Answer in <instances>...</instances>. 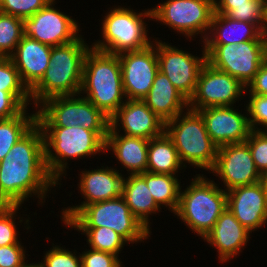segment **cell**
I'll list each match as a JSON object with an SVG mask.
<instances>
[{"instance_id":"obj_38","label":"cell","mask_w":267,"mask_h":267,"mask_svg":"<svg viewBox=\"0 0 267 267\" xmlns=\"http://www.w3.org/2000/svg\"><path fill=\"white\" fill-rule=\"evenodd\" d=\"M261 176L267 172V135L263 131H251L245 141Z\"/></svg>"},{"instance_id":"obj_32","label":"cell","mask_w":267,"mask_h":267,"mask_svg":"<svg viewBox=\"0 0 267 267\" xmlns=\"http://www.w3.org/2000/svg\"><path fill=\"white\" fill-rule=\"evenodd\" d=\"M23 36V19L0 12V57L10 58Z\"/></svg>"},{"instance_id":"obj_2","label":"cell","mask_w":267,"mask_h":267,"mask_svg":"<svg viewBox=\"0 0 267 267\" xmlns=\"http://www.w3.org/2000/svg\"><path fill=\"white\" fill-rule=\"evenodd\" d=\"M80 35L73 42L52 47L49 67L30 90L37 108L52 97L78 95L81 89L84 59L89 46Z\"/></svg>"},{"instance_id":"obj_43","label":"cell","mask_w":267,"mask_h":267,"mask_svg":"<svg viewBox=\"0 0 267 267\" xmlns=\"http://www.w3.org/2000/svg\"><path fill=\"white\" fill-rule=\"evenodd\" d=\"M214 13L227 15L234 6L250 5V0H213Z\"/></svg>"},{"instance_id":"obj_18","label":"cell","mask_w":267,"mask_h":267,"mask_svg":"<svg viewBox=\"0 0 267 267\" xmlns=\"http://www.w3.org/2000/svg\"><path fill=\"white\" fill-rule=\"evenodd\" d=\"M204 119L212 141L221 147L244 143L252 131L248 115L241 114L233 106H213L198 110Z\"/></svg>"},{"instance_id":"obj_17","label":"cell","mask_w":267,"mask_h":267,"mask_svg":"<svg viewBox=\"0 0 267 267\" xmlns=\"http://www.w3.org/2000/svg\"><path fill=\"white\" fill-rule=\"evenodd\" d=\"M99 169L86 170L79 175V190L85 201L80 205L62 209L60 218L66 225L84 206L91 203L112 200L122 196L124 176L113 167L101 166Z\"/></svg>"},{"instance_id":"obj_10","label":"cell","mask_w":267,"mask_h":267,"mask_svg":"<svg viewBox=\"0 0 267 267\" xmlns=\"http://www.w3.org/2000/svg\"><path fill=\"white\" fill-rule=\"evenodd\" d=\"M203 46L207 63L238 79L245 87L267 59V41Z\"/></svg>"},{"instance_id":"obj_19","label":"cell","mask_w":267,"mask_h":267,"mask_svg":"<svg viewBox=\"0 0 267 267\" xmlns=\"http://www.w3.org/2000/svg\"><path fill=\"white\" fill-rule=\"evenodd\" d=\"M120 129H123L126 136L150 140L164 132L165 123L143 100L127 99L110 118L109 132H120Z\"/></svg>"},{"instance_id":"obj_24","label":"cell","mask_w":267,"mask_h":267,"mask_svg":"<svg viewBox=\"0 0 267 267\" xmlns=\"http://www.w3.org/2000/svg\"><path fill=\"white\" fill-rule=\"evenodd\" d=\"M244 41H267V37L253 23L213 13L209 32L202 42L204 45H223Z\"/></svg>"},{"instance_id":"obj_37","label":"cell","mask_w":267,"mask_h":267,"mask_svg":"<svg viewBox=\"0 0 267 267\" xmlns=\"http://www.w3.org/2000/svg\"><path fill=\"white\" fill-rule=\"evenodd\" d=\"M249 95L245 111L248 113L250 128L252 131H262L263 127H267V95Z\"/></svg>"},{"instance_id":"obj_30","label":"cell","mask_w":267,"mask_h":267,"mask_svg":"<svg viewBox=\"0 0 267 267\" xmlns=\"http://www.w3.org/2000/svg\"><path fill=\"white\" fill-rule=\"evenodd\" d=\"M87 236V244L90 248L103 252L112 253L119 257L122 248L128 242L114 230L108 227L98 228H75Z\"/></svg>"},{"instance_id":"obj_41","label":"cell","mask_w":267,"mask_h":267,"mask_svg":"<svg viewBox=\"0 0 267 267\" xmlns=\"http://www.w3.org/2000/svg\"><path fill=\"white\" fill-rule=\"evenodd\" d=\"M25 108L13 94L0 90V119L15 117Z\"/></svg>"},{"instance_id":"obj_26","label":"cell","mask_w":267,"mask_h":267,"mask_svg":"<svg viewBox=\"0 0 267 267\" xmlns=\"http://www.w3.org/2000/svg\"><path fill=\"white\" fill-rule=\"evenodd\" d=\"M122 197L132 214L150 231V215L161 211L154 201L145 180L139 174H128L124 178ZM150 222V223H149Z\"/></svg>"},{"instance_id":"obj_44","label":"cell","mask_w":267,"mask_h":267,"mask_svg":"<svg viewBox=\"0 0 267 267\" xmlns=\"http://www.w3.org/2000/svg\"><path fill=\"white\" fill-rule=\"evenodd\" d=\"M262 33L267 37V0L265 2V22L262 28Z\"/></svg>"},{"instance_id":"obj_12","label":"cell","mask_w":267,"mask_h":267,"mask_svg":"<svg viewBox=\"0 0 267 267\" xmlns=\"http://www.w3.org/2000/svg\"><path fill=\"white\" fill-rule=\"evenodd\" d=\"M153 44L156 46L159 71L189 101L195 93L199 73L206 63L204 46L202 57H199L161 40L155 39Z\"/></svg>"},{"instance_id":"obj_34","label":"cell","mask_w":267,"mask_h":267,"mask_svg":"<svg viewBox=\"0 0 267 267\" xmlns=\"http://www.w3.org/2000/svg\"><path fill=\"white\" fill-rule=\"evenodd\" d=\"M265 2L266 0H250V5L234 6L226 16L253 23L262 31L265 22Z\"/></svg>"},{"instance_id":"obj_42","label":"cell","mask_w":267,"mask_h":267,"mask_svg":"<svg viewBox=\"0 0 267 267\" xmlns=\"http://www.w3.org/2000/svg\"><path fill=\"white\" fill-rule=\"evenodd\" d=\"M247 90L251 94L267 95V59L259 67L255 77L246 86V92Z\"/></svg>"},{"instance_id":"obj_6","label":"cell","mask_w":267,"mask_h":267,"mask_svg":"<svg viewBox=\"0 0 267 267\" xmlns=\"http://www.w3.org/2000/svg\"><path fill=\"white\" fill-rule=\"evenodd\" d=\"M164 131L173 141L185 167L188 163L209 172L213 169L218 146L210 138L204 119L198 111L185 109L184 114L180 113L165 123Z\"/></svg>"},{"instance_id":"obj_45","label":"cell","mask_w":267,"mask_h":267,"mask_svg":"<svg viewBox=\"0 0 267 267\" xmlns=\"http://www.w3.org/2000/svg\"><path fill=\"white\" fill-rule=\"evenodd\" d=\"M27 261V262H26ZM20 267H40V263H28V260H26Z\"/></svg>"},{"instance_id":"obj_40","label":"cell","mask_w":267,"mask_h":267,"mask_svg":"<svg viewBox=\"0 0 267 267\" xmlns=\"http://www.w3.org/2000/svg\"><path fill=\"white\" fill-rule=\"evenodd\" d=\"M22 243L0 247V267H20L26 258Z\"/></svg>"},{"instance_id":"obj_8","label":"cell","mask_w":267,"mask_h":267,"mask_svg":"<svg viewBox=\"0 0 267 267\" xmlns=\"http://www.w3.org/2000/svg\"><path fill=\"white\" fill-rule=\"evenodd\" d=\"M65 226L68 228L105 226L122 236L129 245L141 243L151 235V231H148L132 214L122 196L84 206Z\"/></svg>"},{"instance_id":"obj_9","label":"cell","mask_w":267,"mask_h":267,"mask_svg":"<svg viewBox=\"0 0 267 267\" xmlns=\"http://www.w3.org/2000/svg\"><path fill=\"white\" fill-rule=\"evenodd\" d=\"M37 109V124L40 127L81 126L91 131L110 129V118L80 94L49 98Z\"/></svg>"},{"instance_id":"obj_36","label":"cell","mask_w":267,"mask_h":267,"mask_svg":"<svg viewBox=\"0 0 267 267\" xmlns=\"http://www.w3.org/2000/svg\"><path fill=\"white\" fill-rule=\"evenodd\" d=\"M51 0H0V12L21 19L33 16Z\"/></svg>"},{"instance_id":"obj_46","label":"cell","mask_w":267,"mask_h":267,"mask_svg":"<svg viewBox=\"0 0 267 267\" xmlns=\"http://www.w3.org/2000/svg\"><path fill=\"white\" fill-rule=\"evenodd\" d=\"M261 181L265 187V191L267 193V172L264 173L262 176H261Z\"/></svg>"},{"instance_id":"obj_1","label":"cell","mask_w":267,"mask_h":267,"mask_svg":"<svg viewBox=\"0 0 267 267\" xmlns=\"http://www.w3.org/2000/svg\"><path fill=\"white\" fill-rule=\"evenodd\" d=\"M56 185L45 164L43 131L36 123L0 161V205L21 206L34 195L42 205Z\"/></svg>"},{"instance_id":"obj_16","label":"cell","mask_w":267,"mask_h":267,"mask_svg":"<svg viewBox=\"0 0 267 267\" xmlns=\"http://www.w3.org/2000/svg\"><path fill=\"white\" fill-rule=\"evenodd\" d=\"M211 172L223 181L226 192L261 181V174L256 169L249 146L245 142L218 147Z\"/></svg>"},{"instance_id":"obj_29","label":"cell","mask_w":267,"mask_h":267,"mask_svg":"<svg viewBox=\"0 0 267 267\" xmlns=\"http://www.w3.org/2000/svg\"><path fill=\"white\" fill-rule=\"evenodd\" d=\"M27 109L25 108L15 117L0 119V161L10 152L13 145L37 123V113L29 115Z\"/></svg>"},{"instance_id":"obj_13","label":"cell","mask_w":267,"mask_h":267,"mask_svg":"<svg viewBox=\"0 0 267 267\" xmlns=\"http://www.w3.org/2000/svg\"><path fill=\"white\" fill-rule=\"evenodd\" d=\"M244 93L246 87L238 79L206 62L199 73L195 93L189 100V109L235 106Z\"/></svg>"},{"instance_id":"obj_7","label":"cell","mask_w":267,"mask_h":267,"mask_svg":"<svg viewBox=\"0 0 267 267\" xmlns=\"http://www.w3.org/2000/svg\"><path fill=\"white\" fill-rule=\"evenodd\" d=\"M102 20V40L91 46L98 51L118 55L142 50L153 43L148 37L145 17L152 19L151 9L135 12L122 6L112 7ZM147 29V30H146Z\"/></svg>"},{"instance_id":"obj_4","label":"cell","mask_w":267,"mask_h":267,"mask_svg":"<svg viewBox=\"0 0 267 267\" xmlns=\"http://www.w3.org/2000/svg\"><path fill=\"white\" fill-rule=\"evenodd\" d=\"M41 129L44 136L45 164L50 176L60 186L62 176L64 178L67 173V160L105 153V141L109 131H91L81 126Z\"/></svg>"},{"instance_id":"obj_23","label":"cell","mask_w":267,"mask_h":267,"mask_svg":"<svg viewBox=\"0 0 267 267\" xmlns=\"http://www.w3.org/2000/svg\"><path fill=\"white\" fill-rule=\"evenodd\" d=\"M142 100L164 123L184 113L185 108H189V101L160 71L156 74L150 91Z\"/></svg>"},{"instance_id":"obj_28","label":"cell","mask_w":267,"mask_h":267,"mask_svg":"<svg viewBox=\"0 0 267 267\" xmlns=\"http://www.w3.org/2000/svg\"><path fill=\"white\" fill-rule=\"evenodd\" d=\"M146 182L150 193L161 208L168 207L171 213H175L179 205L180 180L176 175L143 172L139 174Z\"/></svg>"},{"instance_id":"obj_15","label":"cell","mask_w":267,"mask_h":267,"mask_svg":"<svg viewBox=\"0 0 267 267\" xmlns=\"http://www.w3.org/2000/svg\"><path fill=\"white\" fill-rule=\"evenodd\" d=\"M126 99L142 100L150 91L159 71L156 46L118 54Z\"/></svg>"},{"instance_id":"obj_20","label":"cell","mask_w":267,"mask_h":267,"mask_svg":"<svg viewBox=\"0 0 267 267\" xmlns=\"http://www.w3.org/2000/svg\"><path fill=\"white\" fill-rule=\"evenodd\" d=\"M227 208L251 233L267 222V193L262 181L227 191Z\"/></svg>"},{"instance_id":"obj_14","label":"cell","mask_w":267,"mask_h":267,"mask_svg":"<svg viewBox=\"0 0 267 267\" xmlns=\"http://www.w3.org/2000/svg\"><path fill=\"white\" fill-rule=\"evenodd\" d=\"M55 2L51 0L33 16L23 19L24 36L51 47L73 42L80 36L77 21L54 8Z\"/></svg>"},{"instance_id":"obj_22","label":"cell","mask_w":267,"mask_h":267,"mask_svg":"<svg viewBox=\"0 0 267 267\" xmlns=\"http://www.w3.org/2000/svg\"><path fill=\"white\" fill-rule=\"evenodd\" d=\"M52 47L23 36L10 57L23 84L30 91L49 67Z\"/></svg>"},{"instance_id":"obj_21","label":"cell","mask_w":267,"mask_h":267,"mask_svg":"<svg viewBox=\"0 0 267 267\" xmlns=\"http://www.w3.org/2000/svg\"><path fill=\"white\" fill-rule=\"evenodd\" d=\"M250 233L226 208L203 239L217 249L219 262L226 263L242 252L250 240Z\"/></svg>"},{"instance_id":"obj_35","label":"cell","mask_w":267,"mask_h":267,"mask_svg":"<svg viewBox=\"0 0 267 267\" xmlns=\"http://www.w3.org/2000/svg\"><path fill=\"white\" fill-rule=\"evenodd\" d=\"M53 245L54 243L53 248L46 251L43 261L39 262L40 267H82L80 254L77 255L76 250L73 252L59 245Z\"/></svg>"},{"instance_id":"obj_5","label":"cell","mask_w":267,"mask_h":267,"mask_svg":"<svg viewBox=\"0 0 267 267\" xmlns=\"http://www.w3.org/2000/svg\"><path fill=\"white\" fill-rule=\"evenodd\" d=\"M196 175L184 191L180 190L174 214L203 239L226 210L227 192L203 174Z\"/></svg>"},{"instance_id":"obj_33","label":"cell","mask_w":267,"mask_h":267,"mask_svg":"<svg viewBox=\"0 0 267 267\" xmlns=\"http://www.w3.org/2000/svg\"><path fill=\"white\" fill-rule=\"evenodd\" d=\"M19 208L20 205H0V247L19 243L16 223L25 221V229H30L29 219L23 220L21 217L19 222H15Z\"/></svg>"},{"instance_id":"obj_31","label":"cell","mask_w":267,"mask_h":267,"mask_svg":"<svg viewBox=\"0 0 267 267\" xmlns=\"http://www.w3.org/2000/svg\"><path fill=\"white\" fill-rule=\"evenodd\" d=\"M0 90L13 94L26 108L32 105L30 91L23 84L11 58L0 57Z\"/></svg>"},{"instance_id":"obj_3","label":"cell","mask_w":267,"mask_h":267,"mask_svg":"<svg viewBox=\"0 0 267 267\" xmlns=\"http://www.w3.org/2000/svg\"><path fill=\"white\" fill-rule=\"evenodd\" d=\"M79 94L111 118L127 100L118 55L90 47L84 59Z\"/></svg>"},{"instance_id":"obj_39","label":"cell","mask_w":267,"mask_h":267,"mask_svg":"<svg viewBox=\"0 0 267 267\" xmlns=\"http://www.w3.org/2000/svg\"><path fill=\"white\" fill-rule=\"evenodd\" d=\"M82 267H123L117 255L95 249L80 254Z\"/></svg>"},{"instance_id":"obj_27","label":"cell","mask_w":267,"mask_h":267,"mask_svg":"<svg viewBox=\"0 0 267 267\" xmlns=\"http://www.w3.org/2000/svg\"><path fill=\"white\" fill-rule=\"evenodd\" d=\"M183 167L178 151L165 131L149 140L147 172L176 175Z\"/></svg>"},{"instance_id":"obj_25","label":"cell","mask_w":267,"mask_h":267,"mask_svg":"<svg viewBox=\"0 0 267 267\" xmlns=\"http://www.w3.org/2000/svg\"><path fill=\"white\" fill-rule=\"evenodd\" d=\"M148 143L149 140L142 137L108 132L105 152L113 151L123 168L130 171L129 174H140L147 171Z\"/></svg>"},{"instance_id":"obj_47","label":"cell","mask_w":267,"mask_h":267,"mask_svg":"<svg viewBox=\"0 0 267 267\" xmlns=\"http://www.w3.org/2000/svg\"><path fill=\"white\" fill-rule=\"evenodd\" d=\"M262 131L267 135V127L262 129Z\"/></svg>"},{"instance_id":"obj_11","label":"cell","mask_w":267,"mask_h":267,"mask_svg":"<svg viewBox=\"0 0 267 267\" xmlns=\"http://www.w3.org/2000/svg\"><path fill=\"white\" fill-rule=\"evenodd\" d=\"M152 20L168 25L177 33L206 38L214 13L213 0H167L151 8ZM203 38V39H202Z\"/></svg>"}]
</instances>
